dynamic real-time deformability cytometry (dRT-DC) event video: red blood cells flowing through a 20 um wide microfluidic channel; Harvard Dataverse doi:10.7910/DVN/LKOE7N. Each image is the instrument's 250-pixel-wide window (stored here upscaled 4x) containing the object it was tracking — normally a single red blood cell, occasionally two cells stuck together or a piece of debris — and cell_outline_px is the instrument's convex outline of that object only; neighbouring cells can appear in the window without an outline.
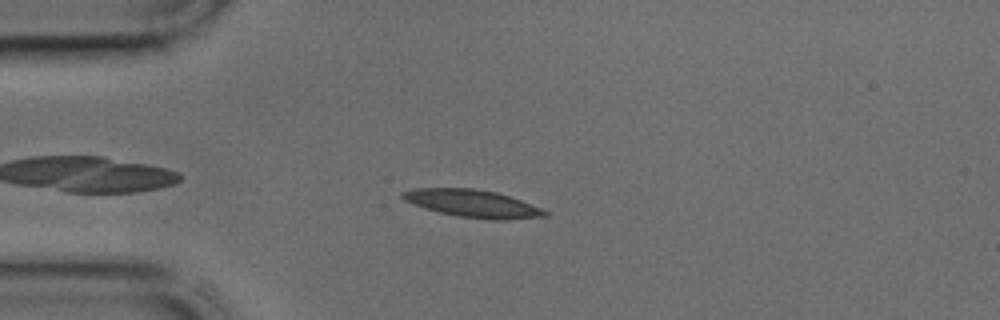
{"species": "common noctule bat (a hibernating species)", "species_latin": "Nyctalus noctula", "temperature_condition": "cold", "stored_images_in_passage": 38, "camera_frame_rate_fps": 3000, "um_per_image_px": 0.085, "animal": {"sex": "male", "body_mass_g": 17.9, "forearm_length_mm": 54.2}, "frame": {"image": 1, "passage_image": 5, "time_ms": 1.333, "image_size_px": [1000, 320], "cell_outline_px": [[548, 216], [504, 220], [492, 220], [460, 216], [440, 212], [404, 200], [400, 196], [400, 192], [416, 188], [476, 188], [496, 192], [520, 200], [540, 208], [548, 212]], "centroid_in_image_um": [40.18, 17.29], "position_along_channel_um": 44.8, "area_um2": 22.48}}
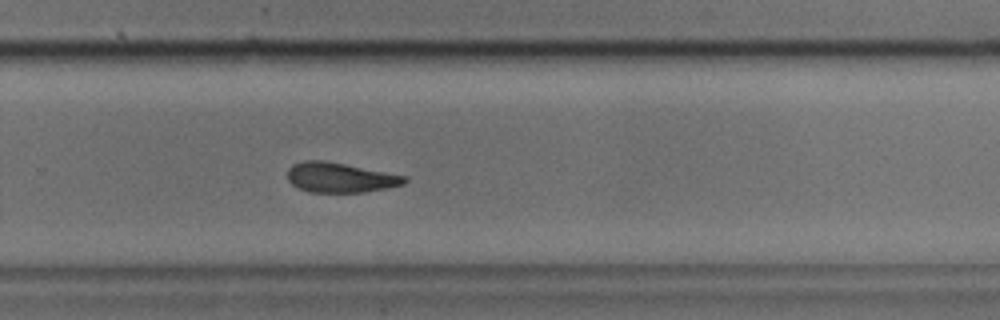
{"frame": {"image": 2, "passage_image": 23, "time_ms": 7.333, "image_size_px": [1000, 320], "cell_outline_px": [[408, 180], [404, 184], [388, 188], [364, 192], [308, 192], [296, 188], [288, 180], [288, 168], [292, 164], [304, 160], [324, 160], [408, 176]], "centroid_in_image_um": [28.9, 15.09], "position_along_channel_um": 300.9, "area_um2": 20.58}}
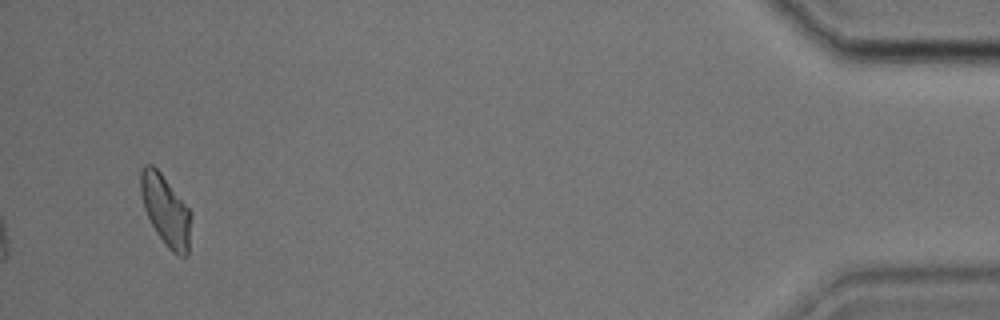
{"frame": {"image": 3, "passage_image": 36, "time_ms": 11.667, "image_size_px": [1000, 320], "cell_outline_px": [[192, 212], [188, 256], [180, 256], [172, 252], [168, 248], [156, 232], [144, 208], [140, 192], [140, 168], [144, 164], [152, 164], [160, 172]], "centroid_in_image_um": [14.09, 17.87], "position_along_channel_um": 421.1, "area_um2": 20.75}}